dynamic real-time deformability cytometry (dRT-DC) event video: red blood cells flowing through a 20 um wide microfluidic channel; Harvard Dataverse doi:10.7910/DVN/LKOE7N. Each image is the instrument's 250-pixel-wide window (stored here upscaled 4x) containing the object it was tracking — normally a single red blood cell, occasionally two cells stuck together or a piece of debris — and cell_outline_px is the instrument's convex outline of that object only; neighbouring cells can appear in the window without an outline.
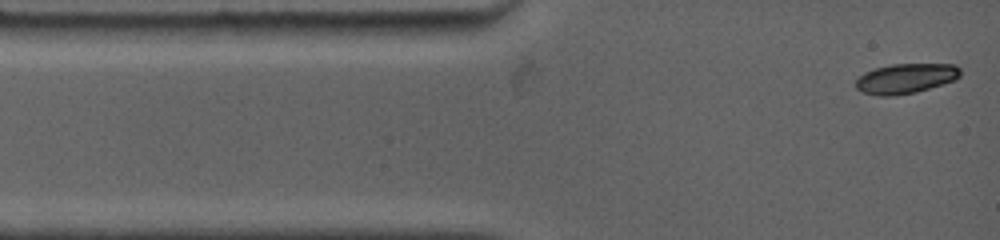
{"species": "common noctule bat (a hibernating species)", "species_latin": "Nyctalus noctula", "temperature_condition": "warm", "stored_images_in_passage": 28, "camera_frame_rate_fps": 4500, "um_per_image_px": 0.085, "animal": {"sex": "female", "body_mass_g": 19.0, "forearm_length_mm": 53.3}, "frame": {"image": 1, "passage_image": 1, "time_ms": 0.0, "image_size_px": [1000, 240], "cell_outline_px": [[960, 76], [956, 80], [916, 92], [892, 96], [880, 96], [860, 92], [856, 88], [856, 80], [864, 72], [876, 68], [892, 64], [956, 64], [960, 68]], "centroid_in_image_um": [76.99, 6.67], "position_along_channel_um": 8.0, "area_um2": 18.32}}
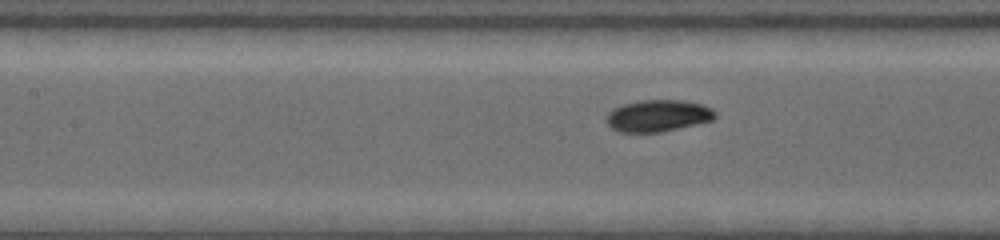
{"frame": {"image": 2, "passage_image": 16, "time_ms": 4.889, "image_size_px": [1000, 240], "cell_outline_px": [[716, 116], [712, 120], [696, 124], [660, 132], [620, 132], [612, 128], [608, 124], [608, 112], [612, 108], [624, 104], [640, 100], [684, 100], [700, 104], [712, 108], [716, 112]], "centroid_in_image_um": [55.94, 9.83], "position_along_channel_um": 151.5, "area_um2": 20.0}}
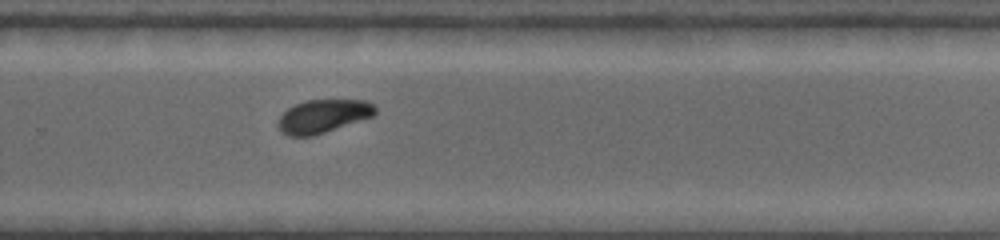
{"frame": {"image": 3, "passage_image": 28, "time_ms": 8.889, "image_size_px": [1000, 240], "cell_outline_px": [[376, 112], [372, 116], [312, 136], [288, 136], [280, 128], [280, 116], [288, 108], [304, 100], [368, 100], [376, 108]], "centroid_in_image_um": [27.48, 9.85], "position_along_channel_um": 302.3, "area_um2": 18.38}}